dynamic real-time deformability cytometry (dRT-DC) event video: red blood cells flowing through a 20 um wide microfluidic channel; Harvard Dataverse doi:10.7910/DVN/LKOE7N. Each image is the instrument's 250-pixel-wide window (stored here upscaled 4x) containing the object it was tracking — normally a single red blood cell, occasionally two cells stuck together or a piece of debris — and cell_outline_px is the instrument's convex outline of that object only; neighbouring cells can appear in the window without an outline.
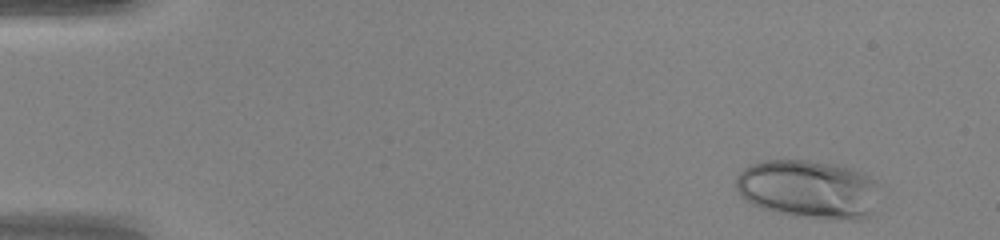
{"species": "human", "species_latin": "Homo sapiens", "temperature_condition": "warm", "stored_images_in_passage": 46, "camera_frame_rate_fps": 3000, "um_per_image_px": 0.085, "donor": {"sex": "female"}, "frame": {"image": 1, "passage_image": 2, "time_ms": 0.333, "image_size_px": [1000, 240], "cell_outline_px": [[876, 184], [872, 212], [864, 220], [824, 220], [792, 216], [760, 208], [752, 204], [740, 196], [736, 188], [736, 176], [748, 164], [764, 160], [808, 160], [836, 164], [864, 172], [876, 180]], "centroid_in_image_um": [68.68, 16.09], "position_along_channel_um": 16.3, "area_um2": 49.65}}
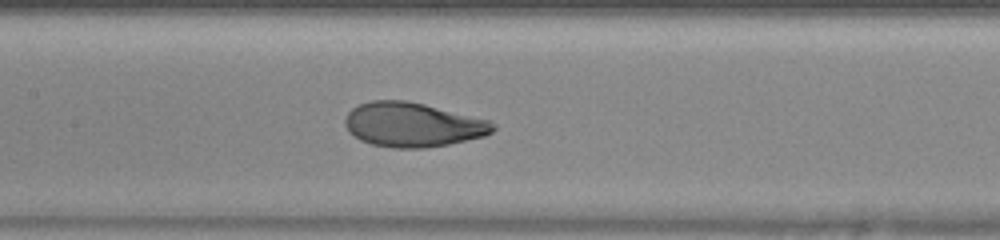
{"frame": {"image": 2, "passage_image": 22, "time_ms": 7.0, "image_size_px": [1000, 240], "cell_outline_px": [[496, 128], [492, 132], [484, 136], [448, 144], [424, 148], [396, 148], [372, 144], [360, 140], [348, 132], [344, 124], [344, 120], [348, 112], [352, 108], [360, 104], [372, 100], [404, 100], [424, 104], [488, 120], [496, 124]], "centroid_in_image_um": [35.05, 10.6], "position_along_channel_um": 172.4, "area_um2": 38.09}}
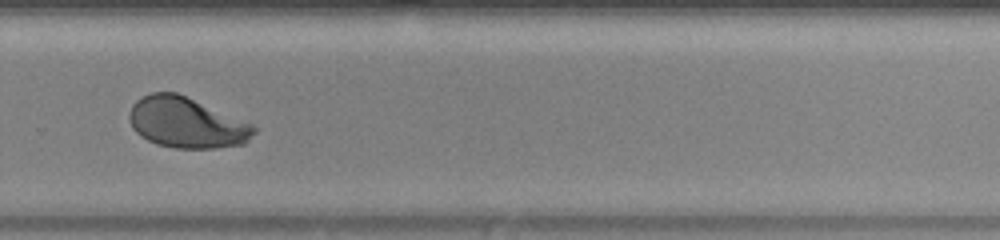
{"frame": {"image": 3, "passage_image": 32, "time_ms": 10.333, "image_size_px": [1000, 240], "cell_outline_px": [[256, 132], [244, 144], [216, 148], [176, 148], [156, 144], [140, 136], [132, 128], [128, 120], [128, 112], [132, 104], [136, 100], [152, 92], [176, 92], [252, 124], [256, 128]], "centroid_in_image_um": [15.81, 10.43], "position_along_channel_um": 314.0, "area_um2": 36.7}, "authors_computed_cell_mechanics": {"area_um2": 38.3503, "velocity_mm_per_s": 4.2599, "shape_relaxation_time_tau1_ms": 2.5835, "shape_relaxation_time_tau2_ms": null, "deformation_change_tau1": 0.1869, "deformation_change_tau2": null}}